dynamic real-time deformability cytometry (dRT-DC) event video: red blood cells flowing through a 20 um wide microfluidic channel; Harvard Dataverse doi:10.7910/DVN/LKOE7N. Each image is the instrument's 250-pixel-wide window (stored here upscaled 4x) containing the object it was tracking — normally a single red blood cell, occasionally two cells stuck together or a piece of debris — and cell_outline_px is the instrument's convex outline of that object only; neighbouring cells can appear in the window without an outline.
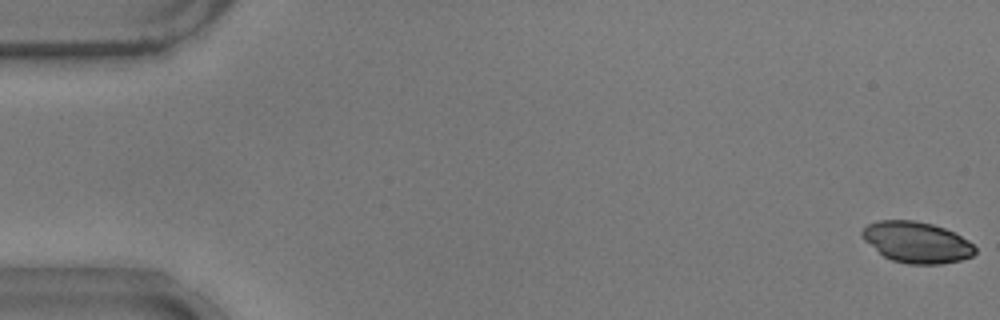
{"species": "common noctule bat (a hibernating species)", "species_latin": "Nyctalus noctula", "temperature_condition": "warm", "stored_images_in_passage": 54, "camera_frame_rate_fps": 3000, "um_per_image_px": 0.085, "animal": {"sex": "male", "body_mass_g": 17.9}, "frame": {"image": 1, "passage_image": 1, "time_ms": 0.0, "image_size_px": [1000, 320], "cell_outline_px": [[976, 252], [972, 256], [960, 260], [940, 264], [908, 264], [892, 260], [884, 256], [864, 240], [860, 236], [860, 232], [868, 224], [880, 220], [916, 220], [932, 224], [956, 232], [968, 240], [976, 248]], "centroid_in_image_um": [77.93, 20.58], "position_along_channel_um": 7.1, "area_um2": 27.11}}
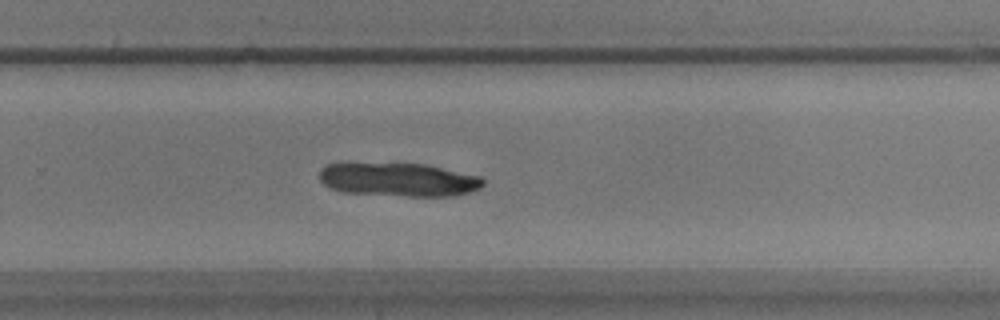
{"frame": {"image": 2, "passage_image": 36, "time_ms": 11.667, "image_size_px": [1000, 320], "cell_outline_px": [[484, 184], [480, 188], [456, 196], [408, 196], [344, 192], [332, 188], [324, 184], [320, 180], [320, 168], [328, 164], [424, 164], [480, 176], [484, 180]], "centroid_in_image_um": [33.91, 15.28], "position_along_channel_um": 295.9, "area_um2": 31.56}}
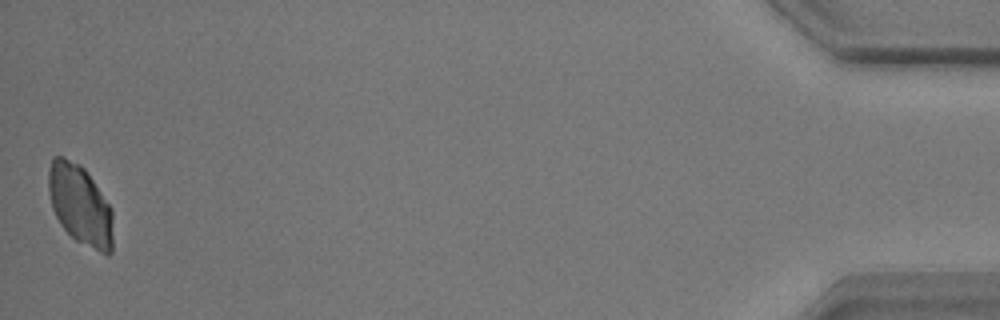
{"frame": {"image": 3, "passage_image": 54, "time_ms": 17.667, "image_size_px": [1000, 320], "cell_outline_px": [[112, 252], [108, 256], [76, 240], [60, 224], [52, 208], [48, 192], [48, 172], [52, 156], [64, 156], [80, 164], [84, 168], [112, 208]], "centroid_in_image_um": [6.8, 17.39], "position_along_channel_um": 428.4, "area_um2": 30.17}}